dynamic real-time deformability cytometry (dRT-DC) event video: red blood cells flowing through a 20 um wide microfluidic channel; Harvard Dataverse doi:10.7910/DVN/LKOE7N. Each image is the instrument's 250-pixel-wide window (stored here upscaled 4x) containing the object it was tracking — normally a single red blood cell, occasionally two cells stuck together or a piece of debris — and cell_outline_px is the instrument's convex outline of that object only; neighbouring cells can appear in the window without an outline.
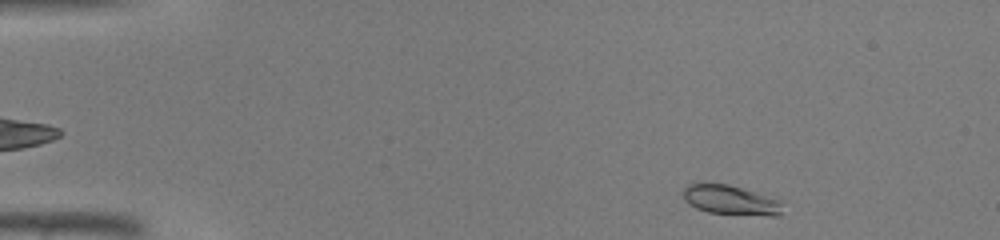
{"species": "common noctule bat (a hibernating species)", "species_latin": "Nyctalus noctula", "temperature_condition": "warm", "stored_images_in_passage": 41, "camera_frame_rate_fps": 3000, "um_per_image_px": 0.085, "animal": {"sex": "male", "body_mass_g": 19.0, "forearm_length_mm": 50.8}, "frame": {"image": 1, "passage_image": 2, "time_ms": 0.333, "image_size_px": [1000, 240], "cell_outline_px": [[780, 216], [772, 216], [708, 212], [696, 208], [688, 204], [684, 200], [684, 188], [688, 184], [728, 184], [780, 200]], "centroid_in_image_um": [62.07, 17.01], "position_along_channel_um": 22.9, "area_um2": 16.7}}
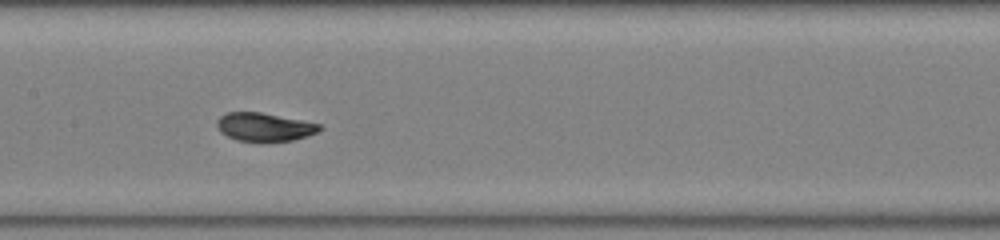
{"frame": {"image": 2, "passage_image": 19, "time_ms": 6.0, "image_size_px": [1000, 240], "cell_outline_px": [[324, 128], [308, 136], [292, 140], [236, 140], [220, 132], [216, 124], [216, 120], [220, 116], [228, 112], [260, 112], [320, 124]], "centroid_in_image_um": [22.45, 10.77], "position_along_channel_um": 184.9, "area_um2": 16.59}}
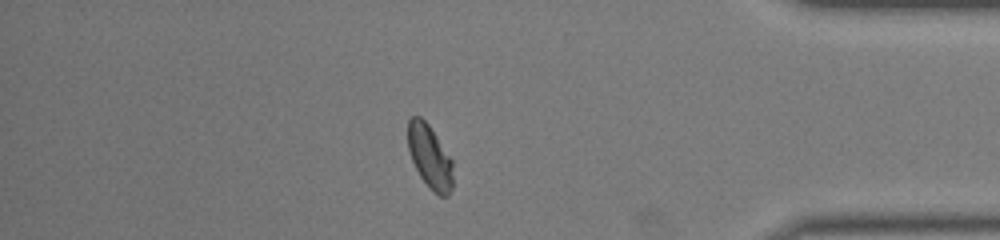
{"frame": {"image": 3, "passage_image": 35, "time_ms": 11.333, "image_size_px": [1000, 240], "cell_outline_px": [[452, 188], [448, 196], [440, 196], [432, 192], [420, 176], [412, 160], [408, 148], [408, 120], [412, 116], [420, 116], [428, 124], [452, 160]], "centroid_in_image_um": [36.52, 13.34], "position_along_channel_um": 398.7, "area_um2": 16.53}}